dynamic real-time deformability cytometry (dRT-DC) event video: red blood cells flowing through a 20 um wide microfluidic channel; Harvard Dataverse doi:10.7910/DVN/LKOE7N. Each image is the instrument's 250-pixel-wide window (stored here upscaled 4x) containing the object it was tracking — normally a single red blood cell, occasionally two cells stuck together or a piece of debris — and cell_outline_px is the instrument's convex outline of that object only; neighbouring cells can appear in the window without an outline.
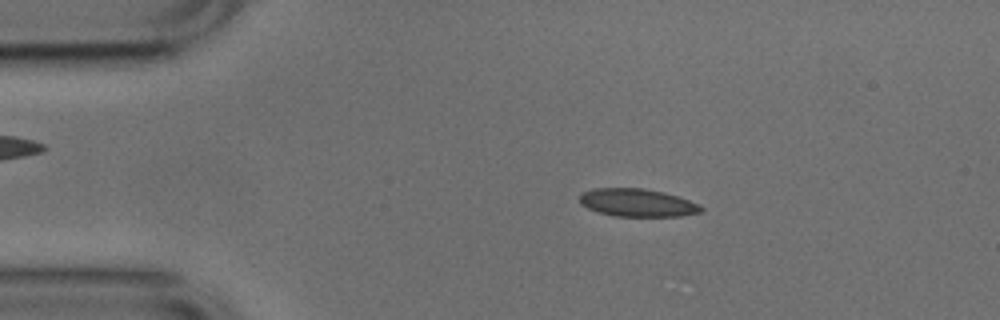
{"species": "common noctule bat (a hibernating species)", "species_latin": "Nyctalus noctula", "temperature_condition": "cold", "stored_images_in_passage": 52, "camera_frame_rate_fps": 3000, "um_per_image_px": 0.085, "animal": {"sex": "male", "body_mass_g": 17.9, "forearm_length_mm": 54.2}, "frame": {"image": 1, "passage_image": 9, "time_ms": 2.667, "image_size_px": [1000, 320], "cell_outline_px": [[704, 208], [700, 212], [680, 216], [616, 216], [600, 212], [588, 208], [580, 204], [580, 196], [584, 192], [592, 188], [644, 188], [664, 192], [688, 200]], "centroid_in_image_um": [54.15, 17.22], "position_along_channel_um": 30.9, "area_um2": 19.48}}
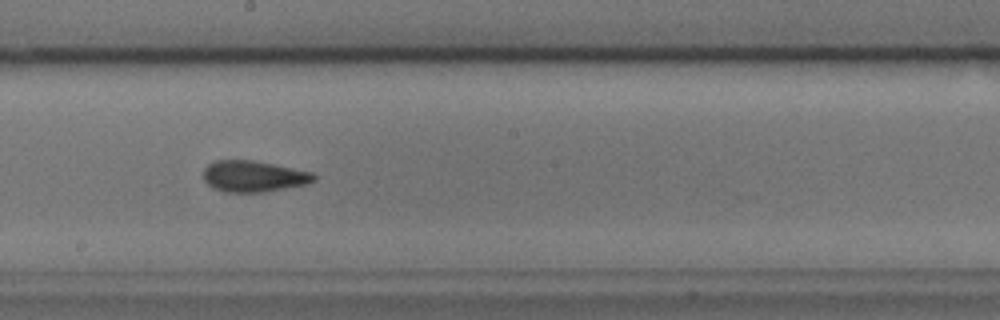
{"frame": {"image": 2, "passage_image": 28, "time_ms": 9.0, "image_size_px": [1000, 320], "cell_outline_px": [[316, 180], [308, 184], [264, 192], [224, 192], [208, 184], [204, 180], [204, 168], [208, 164], [216, 160], [252, 160], [312, 172], [316, 176]], "centroid_in_image_um": [21.57, 14.99], "position_along_channel_um": 226.6, "area_um2": 20.0}}
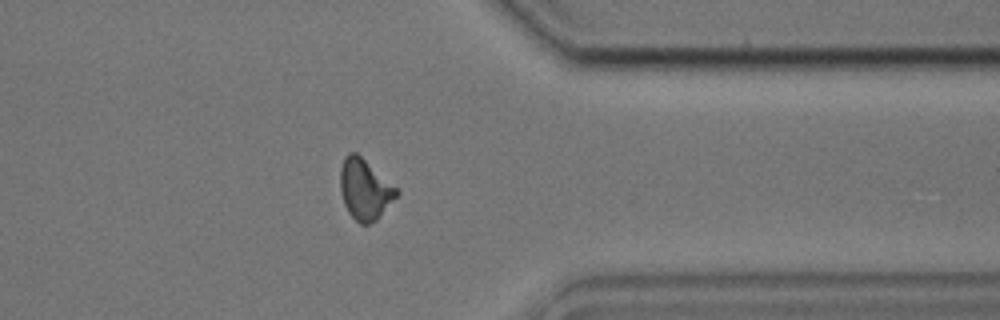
{"frame": {"image": 3, "passage_image": 41, "time_ms": 13.333, "image_size_px": [1000, 320], "cell_outline_px": [[400, 192], [376, 220], [368, 224], [360, 224], [348, 212], [344, 204], [340, 192], [340, 168], [344, 156], [348, 152], [356, 152], [400, 188]], "centroid_in_image_um": [31.02, 16.06], "position_along_channel_um": 380.4, "area_um2": 20.17}, "authors_computed_cell_mechanics": {"area_um2": 19.5942, "velocity_mm_per_s": 3.7811, "shape_relaxation_time_tau1_ms": 8.3195, "shape_relaxation_time_tau2_ms": 3.1852, "deformation_change_tau1": 0.1519, "deformation_change_tau2": 0.0746}}